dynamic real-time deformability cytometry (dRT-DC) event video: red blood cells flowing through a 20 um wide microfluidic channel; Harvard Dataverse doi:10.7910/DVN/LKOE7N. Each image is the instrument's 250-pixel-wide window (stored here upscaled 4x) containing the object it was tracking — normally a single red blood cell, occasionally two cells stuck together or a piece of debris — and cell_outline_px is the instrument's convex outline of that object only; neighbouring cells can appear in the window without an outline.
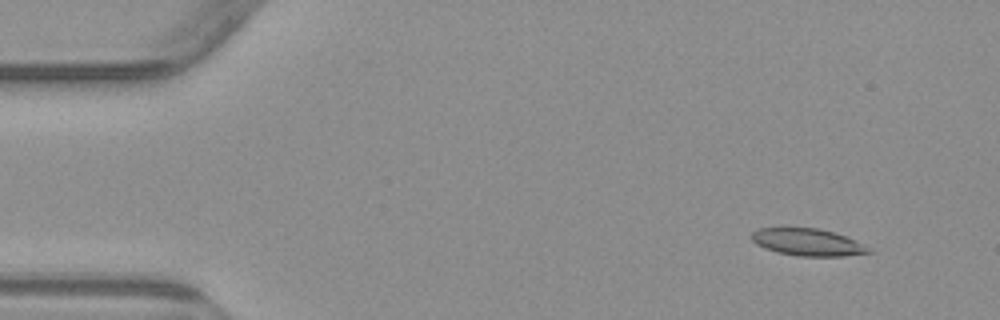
{"species": "common noctule bat (a hibernating species)", "species_latin": "Nyctalus noctula", "temperature_condition": "warm", "stored_images_in_passage": 4, "camera_frame_rate_fps": 3000, "um_per_image_px": 0.085, "animal": {"sex": "male", "body_mass_g": 23.1, "forearm_length_mm": 52.7}, "frame": {"image": 1, "passage_image": 1, "time_ms": 0.0, "image_size_px": [1000, 320], "cell_outline_px": [[872, 252], [844, 256], [796, 256], [776, 252], [764, 248], [756, 244], [752, 240], [752, 232], [760, 228], [816, 228], [832, 232], [844, 236], [868, 248]], "centroid_in_image_um": [68.58, 20.6], "position_along_channel_um": 16.4, "area_um2": 18.15}}
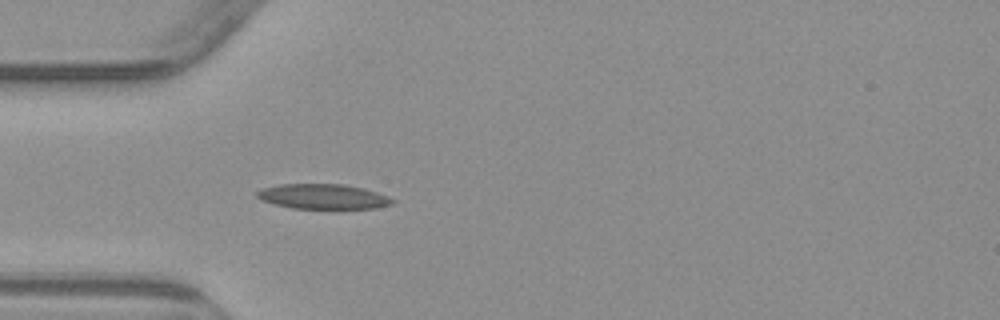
{"frame": {"image": 2, "passage_image": 4, "time_ms": 3.667, "image_size_px": [1000, 320], "cell_outline_px": [[396, 200], [392, 204], [376, 208], [340, 212], [292, 208], [272, 204], [256, 196], [256, 192], [260, 188], [280, 184], [344, 184], [364, 188], [388, 196]], "centroid_in_image_um": [27.52, 16.76], "position_along_channel_um": 57.5, "area_um2": 20.92}}